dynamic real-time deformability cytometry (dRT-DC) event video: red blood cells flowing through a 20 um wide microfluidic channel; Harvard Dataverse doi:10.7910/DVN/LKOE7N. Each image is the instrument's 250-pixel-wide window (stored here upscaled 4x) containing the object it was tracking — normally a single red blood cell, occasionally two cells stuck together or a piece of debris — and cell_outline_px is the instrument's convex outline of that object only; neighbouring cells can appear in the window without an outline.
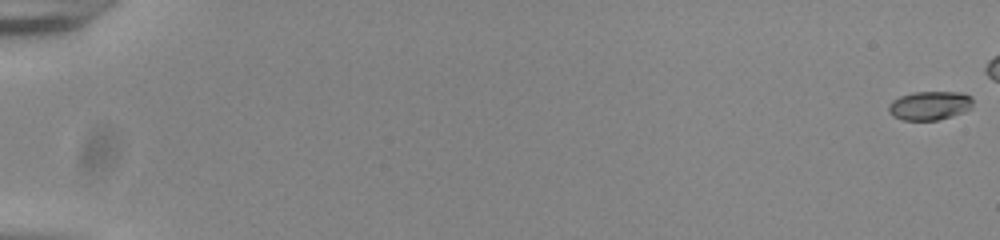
{"species": "common noctule bat (a hibernating species)", "species_latin": "Nyctalus noctula", "temperature_condition": "room temperature", "stored_images_in_passage": 47, "camera_frame_rate_fps": 3000, "um_per_image_px": 0.085, "animal": {"sex": "male", "body_mass_g": 20.0, "forearm_length_mm": 53.3}, "frame": {"image": 1, "passage_image": 1, "time_ms": 0.0, "image_size_px": [1000, 240], "cell_outline_px": [[972, 104], [964, 112], [952, 116], [936, 120], [904, 120], [892, 116], [888, 112], [888, 104], [892, 100], [900, 96], [912, 92], [960, 92], [972, 96]], "centroid_in_image_um": [78.98, 8.97], "position_along_channel_um": 6.0, "area_um2": 14.22}}
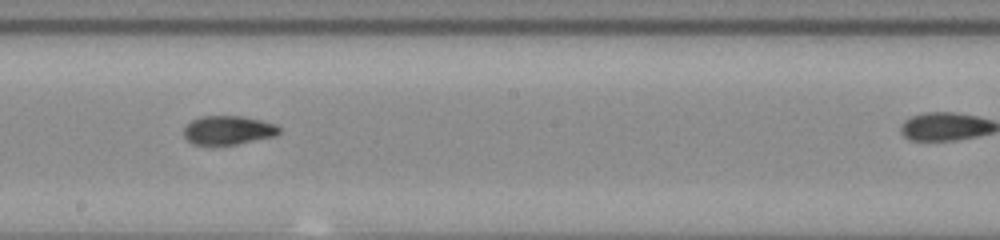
{"frame": {"image": 2, "passage_image": 34, "time_ms": 11.0, "image_size_px": [1000, 240], "cell_outline_px": [[280, 132], [276, 136], [236, 144], [192, 144], [184, 136], [184, 128], [192, 120], [200, 116], [244, 116], [276, 124], [280, 128]], "centroid_in_image_um": [19.41, 11.05], "position_along_channel_um": 228.8, "area_um2": 15.95}}
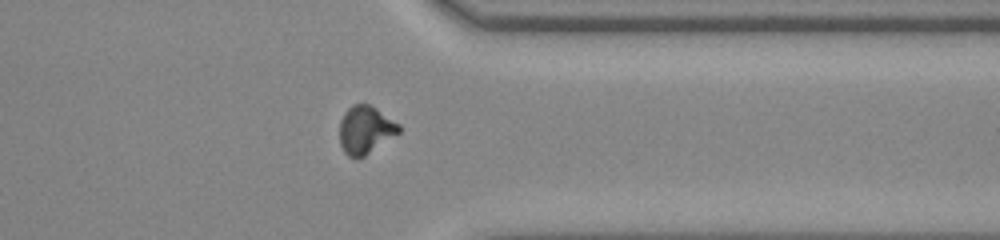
{"frame": {"image": 3, "passage_image": 46, "time_ms": 15.0, "image_size_px": [1000, 240], "cell_outline_px": [[400, 132], [364, 156], [356, 160], [348, 156], [344, 152], [340, 144], [340, 120], [344, 112], [352, 104], [368, 104], [376, 108], [400, 124]], "centroid_in_image_um": [31.04, 11.04], "position_along_channel_um": 380.4, "area_um2": 16.59}}